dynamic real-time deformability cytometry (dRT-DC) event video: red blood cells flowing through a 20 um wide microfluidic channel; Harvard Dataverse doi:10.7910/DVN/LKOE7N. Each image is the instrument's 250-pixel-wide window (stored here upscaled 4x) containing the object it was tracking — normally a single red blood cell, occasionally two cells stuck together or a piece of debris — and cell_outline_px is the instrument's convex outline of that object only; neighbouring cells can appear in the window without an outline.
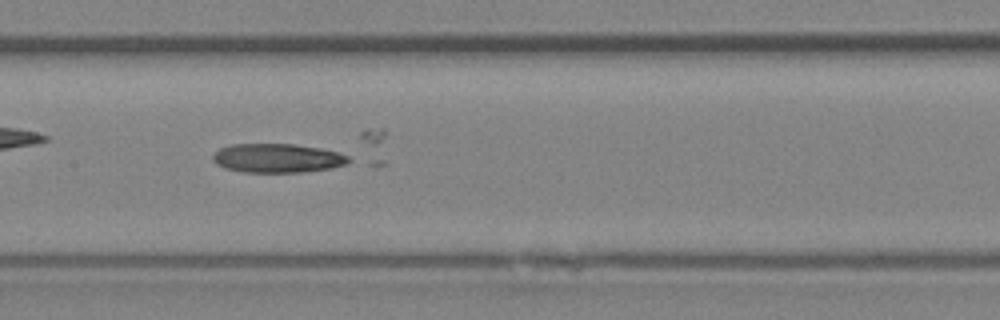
{"species": "Egyptian fruit bat (a non-hibernating species)", "species_latin": "Rousettus aegyptiacus", "temperature_condition": "room temperature", "stored_images_in_passage": 39, "camera_frame_rate_fps": 3000, "um_per_image_px": 0.085, "animal": {"sex": "female"}, "frame": {"image": 1, "passage_image": 19, "time_ms": 6.0, "image_size_px": [1000, 320], "cell_outline_px": [[352, 160], [344, 164], [332, 168], [300, 172], [244, 172], [224, 168], [216, 164], [212, 160], [212, 156], [220, 148], [232, 144], [296, 144], [320, 148], [340, 152], [348, 156]], "centroid_in_image_um": [23.58, 13.44], "position_along_channel_um": 183.8, "area_um2": 23.0}}